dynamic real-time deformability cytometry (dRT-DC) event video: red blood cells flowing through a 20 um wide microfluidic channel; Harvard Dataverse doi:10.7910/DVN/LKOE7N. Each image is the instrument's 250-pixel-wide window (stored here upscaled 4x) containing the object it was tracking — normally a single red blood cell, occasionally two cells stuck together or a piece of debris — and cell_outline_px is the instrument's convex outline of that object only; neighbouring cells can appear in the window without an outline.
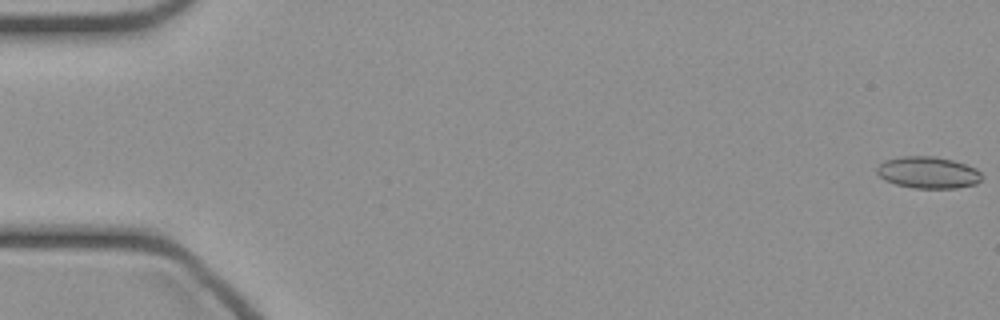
{"species": "common noctule bat (a hibernating species)", "species_latin": "Nyctalus noctula", "temperature_condition": "cold", "stored_images_in_passage": 48, "camera_frame_rate_fps": 3000, "um_per_image_px": 0.085, "animal": {"sex": "female", "body_mass_g": 21.9}, "frame": {"image": 1, "passage_image": 1, "time_ms": 0.0, "image_size_px": [1000, 320], "cell_outline_px": [[984, 176], [976, 184], [956, 188], [912, 188], [896, 184], [884, 180], [876, 172], [876, 168], [884, 160], [900, 156], [936, 156], [952, 160], [976, 168]], "centroid_in_image_um": [78.88, 14.66], "position_along_channel_um": 6.1, "area_um2": 19.54}}
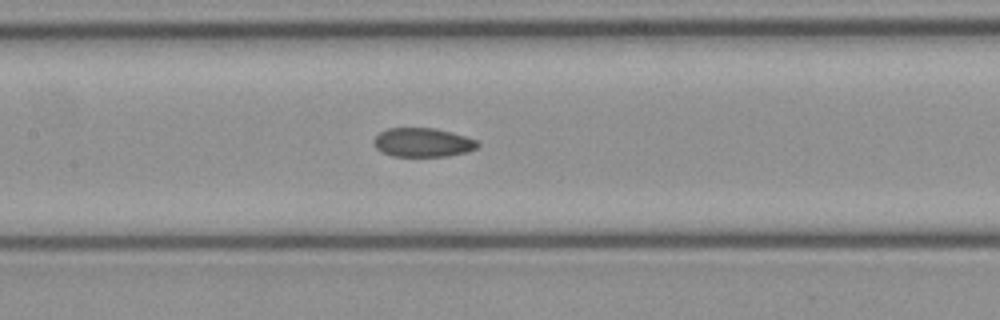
{"frame": {"image": 2, "passage_image": 23, "time_ms": 7.333, "image_size_px": [1000, 320], "cell_outline_px": [[480, 144], [476, 148], [468, 152], [448, 156], [392, 156], [376, 148], [372, 140], [380, 132], [388, 128], [436, 128], [452, 132], [476, 140]], "centroid_in_image_um": [35.94, 12.1], "position_along_channel_um": 171.5, "area_um2": 17.51}}
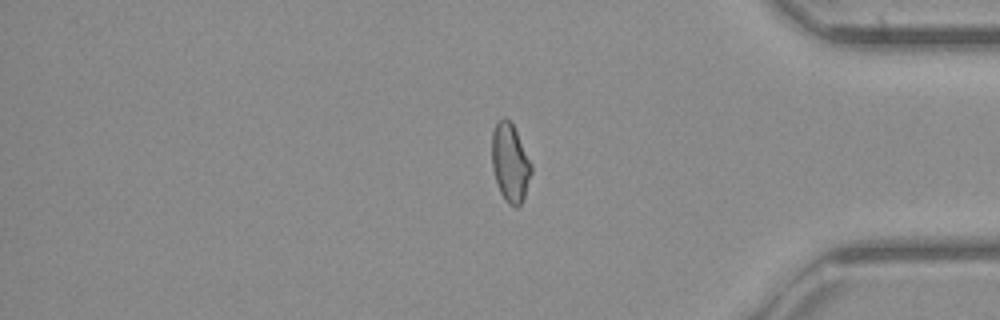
{"frame": {"image": 3, "passage_image": 40, "time_ms": 13.0, "image_size_px": [1000, 320], "cell_outline_px": [[532, 172], [524, 196], [520, 204], [516, 208], [508, 204], [504, 200], [500, 192], [492, 168], [492, 132], [496, 124], [504, 116], [512, 124], [532, 164]], "centroid_in_image_um": [43.36, 13.86], "position_along_channel_um": 391.8, "area_um2": 17.8}}